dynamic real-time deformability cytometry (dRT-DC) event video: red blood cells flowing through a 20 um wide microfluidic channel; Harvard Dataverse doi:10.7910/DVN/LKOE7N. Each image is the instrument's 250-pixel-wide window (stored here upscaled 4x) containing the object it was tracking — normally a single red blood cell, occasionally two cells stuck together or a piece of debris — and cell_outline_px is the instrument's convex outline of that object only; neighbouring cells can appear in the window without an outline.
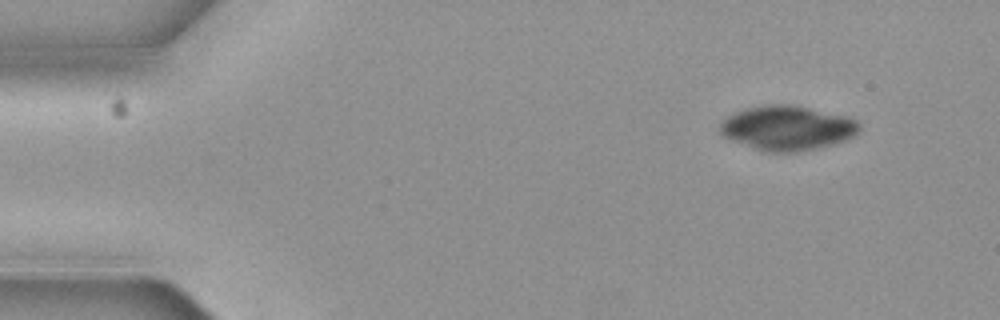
{"species": "common noctule bat (a hibernating species)", "species_latin": "Nyctalus noctula", "temperature_condition": "cold", "stored_images_in_passage": 4, "camera_frame_rate_fps": 3000, "um_per_image_px": 0.085, "animal": {"sex": "female", "body_mass_g": 19.3, "forearm_length_mm": 54.1}, "frame": {"image": 1, "passage_image": 1, "time_ms": 0.0, "image_size_px": [1000, 320], "cell_outline_px": [[860, 128], [852, 136], [844, 140], [796, 152], [764, 152], [732, 140], [724, 136], [720, 132], [720, 124], [728, 116], [736, 112], [748, 108], [764, 104], [792, 104], [848, 116], [856, 120], [860, 124]], "centroid_in_image_um": [66.9, 10.86], "position_along_channel_um": 18.1, "area_um2": 35.78}}